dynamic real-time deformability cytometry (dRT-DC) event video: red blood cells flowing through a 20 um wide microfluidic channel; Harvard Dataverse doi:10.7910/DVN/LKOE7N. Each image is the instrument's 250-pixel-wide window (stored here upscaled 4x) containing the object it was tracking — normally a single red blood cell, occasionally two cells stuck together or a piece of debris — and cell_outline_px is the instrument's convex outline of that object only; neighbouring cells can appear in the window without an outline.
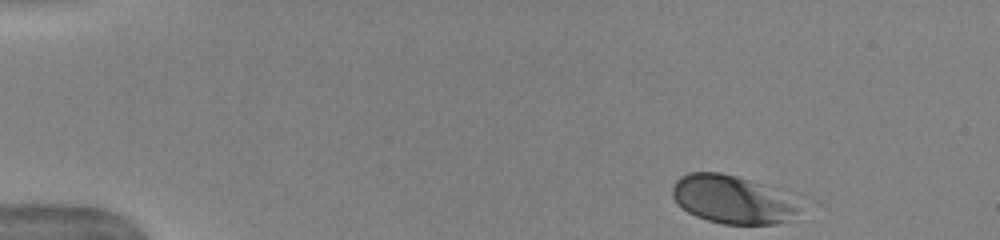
{"species": "human", "species_latin": "Homo sapiens", "temperature_condition": "warm", "stored_images_in_passage": 39, "camera_frame_rate_fps": 3000, "um_per_image_px": 0.085, "donor": {"sex": "female"}, "frame": {"image": 1, "passage_image": 1, "time_ms": 0.0, "image_size_px": [1000, 240], "cell_outline_px": [[796, 212], [788, 220], [776, 224], [724, 224], [708, 220], [696, 216], [688, 212], [672, 196], [672, 184], [680, 176], [688, 172], [720, 172], [736, 176], [748, 180], [796, 208]], "centroid_in_image_um": [61.98, 16.97], "position_along_channel_um": 23.0, "area_um2": 33.35}}
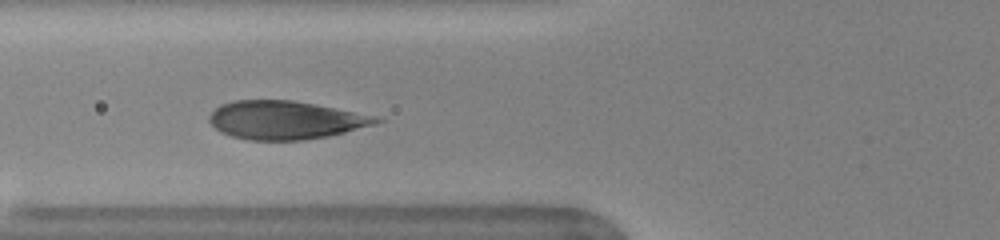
{"frame": {"image": 2, "passage_image": 15, "time_ms": 4.667, "image_size_px": [1000, 240], "cell_outline_px": [[384, 120], [376, 124], [328, 136], [304, 140], [248, 140], [232, 136], [220, 132], [208, 120], [208, 116], [220, 104], [232, 100], [292, 100], [376, 116]], "centroid_in_image_um": [24.22, 10.2], "position_along_channel_um": 101.6, "area_um2": 37.11}}
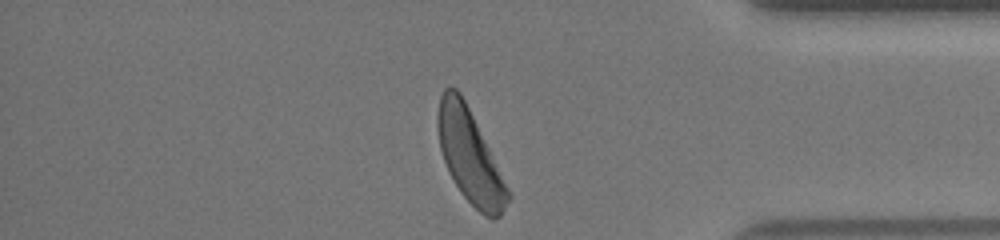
{"frame": {"image": 3, "passage_image": 39, "time_ms": 12.667, "image_size_px": [1000, 240], "cell_outline_px": [[512, 196], [500, 216], [492, 220], [484, 216], [460, 192], [448, 172], [440, 148], [436, 124], [436, 120], [440, 96], [444, 88], [456, 88], [460, 92]], "centroid_in_image_um": [39.91, 13.31], "position_along_channel_um": 395.3, "area_um2": 37.28}, "authors_computed_cell_mechanics": {"area_um2": 37.1076, "velocity_mm_per_s": 3.8895, "shape_relaxation_time_tau1_ms": 2.2418, "shape_relaxation_time_tau2_ms": null, "deformation_change_tau1": 0.1282, "deformation_change_tau2": null}}